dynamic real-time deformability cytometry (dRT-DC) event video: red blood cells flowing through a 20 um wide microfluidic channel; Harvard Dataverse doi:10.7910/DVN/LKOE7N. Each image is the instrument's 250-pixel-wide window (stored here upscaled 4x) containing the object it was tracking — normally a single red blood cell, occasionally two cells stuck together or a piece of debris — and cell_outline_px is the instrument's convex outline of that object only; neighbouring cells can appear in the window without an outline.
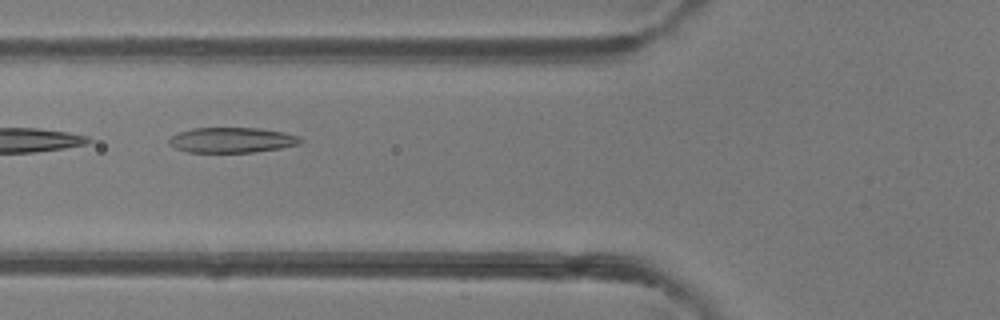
{"species": "common noctule bat (a hibernating species)", "species_latin": "Nyctalus noctula", "temperature_condition": "room temperature", "stored_images_in_passage": 8, "camera_frame_rate_fps": 3000, "um_per_image_px": 0.085, "animal": {"sex": "female"}, "frame": {"image": 1, "passage_image": 4, "time_ms": 1.0, "image_size_px": [1000, 320], "cell_outline_px": [[304, 140], [300, 144], [280, 148], [252, 152], [188, 152], [176, 148], [168, 144], [168, 140], [172, 136], [180, 132], [192, 128], [260, 128], [284, 132], [300, 136]], "centroid_in_image_um": [19.74, 11.9], "position_along_channel_um": 106.1, "area_um2": 19.36}}